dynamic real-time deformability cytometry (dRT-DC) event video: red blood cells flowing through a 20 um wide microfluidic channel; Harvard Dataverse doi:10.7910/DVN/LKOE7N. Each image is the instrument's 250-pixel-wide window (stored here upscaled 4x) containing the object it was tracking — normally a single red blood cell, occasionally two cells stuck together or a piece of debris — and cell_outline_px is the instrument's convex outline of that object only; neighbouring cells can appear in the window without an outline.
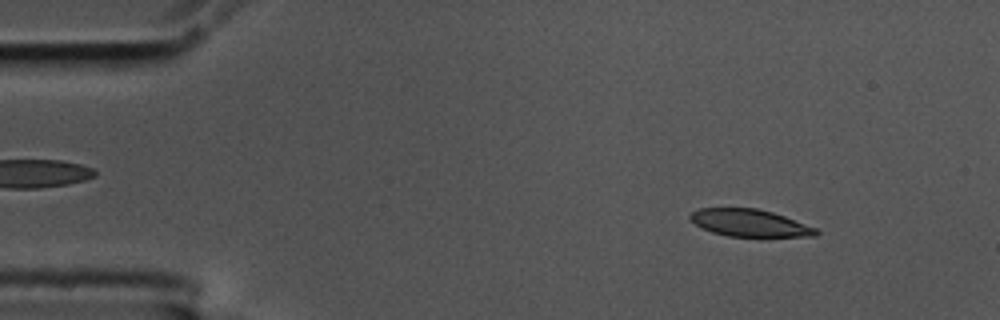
{"species": "common noctule bat (a hibernating species)", "species_latin": "Nyctalus noctula", "temperature_condition": "cold", "stored_images_in_passage": 55, "camera_frame_rate_fps": 3000, "um_per_image_px": 0.085, "animal": {"sex": "male", "body_mass_g": 17.5, "forearm_length_mm": 52.3}, "frame": {"image": 1, "passage_image": 5, "time_ms": 1.333, "image_size_px": [1000, 320], "cell_outline_px": [[820, 232], [816, 236], [728, 236], [712, 232], [696, 224], [688, 216], [696, 208], [756, 208], [772, 212], [784, 216], [816, 228]], "centroid_in_image_um": [63.71, 18.94], "position_along_channel_um": 21.3, "area_um2": 19.71}}
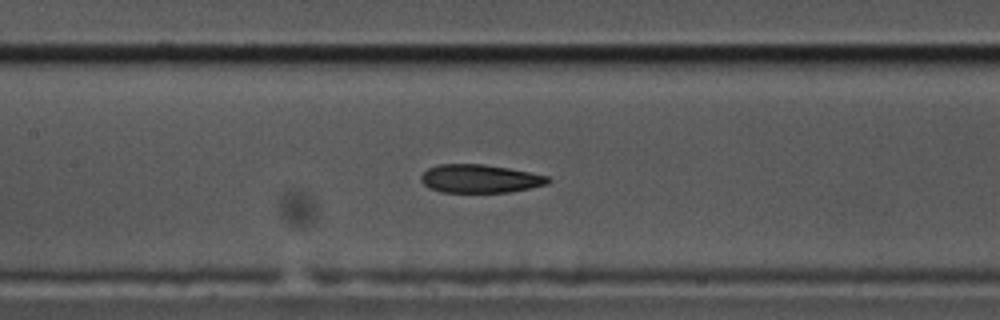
{"frame": {"image": 2, "passage_image": 24, "time_ms": 7.667, "image_size_px": [1000, 320], "cell_outline_px": [[552, 180], [548, 184], [508, 192], [440, 192], [428, 188], [420, 180], [420, 176], [428, 168], [440, 164], [484, 164], [508, 168], [548, 176]], "centroid_in_image_um": [40.77, 15.19], "position_along_channel_um": 166.6, "area_um2": 20.92}}
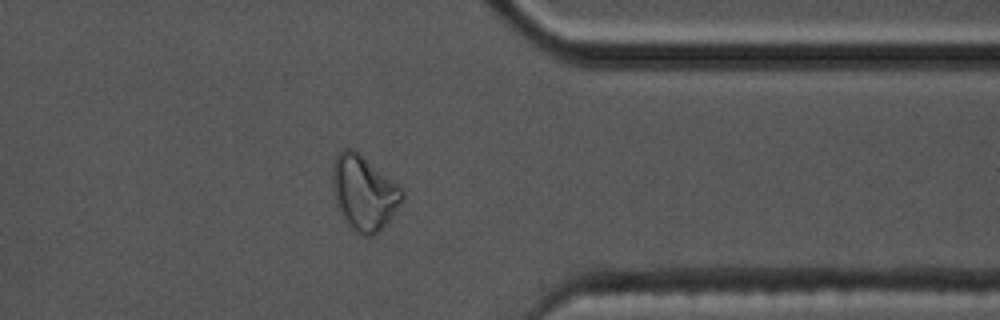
{"frame": {"image": 3, "passage_image": 43, "time_ms": 14.0, "image_size_px": [1000, 320], "cell_outline_px": [[404, 196], [400, 204], [392, 216], [380, 232], [372, 236], [356, 236], [340, 216], [336, 204], [332, 184], [332, 164], [336, 156], [344, 148], [356, 148], [396, 184], [404, 192]], "centroid_in_image_um": [30.89, 16.41], "position_along_channel_um": 380.5, "area_um2": 30.87}, "authors_computed_cell_mechanics": {"area_um2": 22.0796, "velocity_mm_per_s": 3.5206, "shape_relaxation_time_tau1_ms": null, "shape_relaxation_time_tau2_ms": 3.4797, "deformation_change_tau1": null, "deformation_change_tau2": 0.1156}}